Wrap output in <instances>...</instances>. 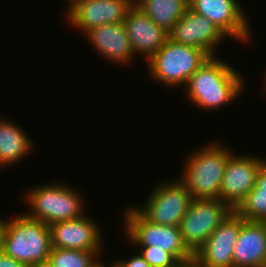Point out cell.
Here are the masks:
<instances>
[{
	"instance_id": "obj_3",
	"label": "cell",
	"mask_w": 266,
	"mask_h": 267,
	"mask_svg": "<svg viewBox=\"0 0 266 267\" xmlns=\"http://www.w3.org/2000/svg\"><path fill=\"white\" fill-rule=\"evenodd\" d=\"M44 184L33 186L23 194L22 200L26 201L29 208V211L25 212L28 217L50 225L54 222L78 219L86 214L85 196L81 195V192L68 186L69 184L66 185V182Z\"/></svg>"
},
{
	"instance_id": "obj_5",
	"label": "cell",
	"mask_w": 266,
	"mask_h": 267,
	"mask_svg": "<svg viewBox=\"0 0 266 267\" xmlns=\"http://www.w3.org/2000/svg\"><path fill=\"white\" fill-rule=\"evenodd\" d=\"M210 58L203 50L172 41L164 43L148 61L147 72L153 82L167 88L186 86L189 78Z\"/></svg>"
},
{
	"instance_id": "obj_23",
	"label": "cell",
	"mask_w": 266,
	"mask_h": 267,
	"mask_svg": "<svg viewBox=\"0 0 266 267\" xmlns=\"http://www.w3.org/2000/svg\"><path fill=\"white\" fill-rule=\"evenodd\" d=\"M112 264L115 267H151L144 258L137 252L129 258L118 259L113 261Z\"/></svg>"
},
{
	"instance_id": "obj_18",
	"label": "cell",
	"mask_w": 266,
	"mask_h": 267,
	"mask_svg": "<svg viewBox=\"0 0 266 267\" xmlns=\"http://www.w3.org/2000/svg\"><path fill=\"white\" fill-rule=\"evenodd\" d=\"M14 120L0 116V168L16 165L34 148V140Z\"/></svg>"
},
{
	"instance_id": "obj_24",
	"label": "cell",
	"mask_w": 266,
	"mask_h": 267,
	"mask_svg": "<svg viewBox=\"0 0 266 267\" xmlns=\"http://www.w3.org/2000/svg\"><path fill=\"white\" fill-rule=\"evenodd\" d=\"M0 267H28L27 264L19 262L12 257H9L4 252L0 253Z\"/></svg>"
},
{
	"instance_id": "obj_9",
	"label": "cell",
	"mask_w": 266,
	"mask_h": 267,
	"mask_svg": "<svg viewBox=\"0 0 266 267\" xmlns=\"http://www.w3.org/2000/svg\"><path fill=\"white\" fill-rule=\"evenodd\" d=\"M135 0H75L63 14L65 22L83 35L108 23H123Z\"/></svg>"
},
{
	"instance_id": "obj_10",
	"label": "cell",
	"mask_w": 266,
	"mask_h": 267,
	"mask_svg": "<svg viewBox=\"0 0 266 267\" xmlns=\"http://www.w3.org/2000/svg\"><path fill=\"white\" fill-rule=\"evenodd\" d=\"M189 9L213 22L230 40L247 45L251 41L252 26L238 0H189Z\"/></svg>"
},
{
	"instance_id": "obj_26",
	"label": "cell",
	"mask_w": 266,
	"mask_h": 267,
	"mask_svg": "<svg viewBox=\"0 0 266 267\" xmlns=\"http://www.w3.org/2000/svg\"><path fill=\"white\" fill-rule=\"evenodd\" d=\"M173 267H196V263H195L194 259L186 260V261H181V262L177 263Z\"/></svg>"
},
{
	"instance_id": "obj_4",
	"label": "cell",
	"mask_w": 266,
	"mask_h": 267,
	"mask_svg": "<svg viewBox=\"0 0 266 267\" xmlns=\"http://www.w3.org/2000/svg\"><path fill=\"white\" fill-rule=\"evenodd\" d=\"M52 249L49 225L24 212L6 222L3 252L24 264L48 261Z\"/></svg>"
},
{
	"instance_id": "obj_27",
	"label": "cell",
	"mask_w": 266,
	"mask_h": 267,
	"mask_svg": "<svg viewBox=\"0 0 266 267\" xmlns=\"http://www.w3.org/2000/svg\"><path fill=\"white\" fill-rule=\"evenodd\" d=\"M28 267H51L48 262L43 263H35L33 265H29Z\"/></svg>"
},
{
	"instance_id": "obj_15",
	"label": "cell",
	"mask_w": 266,
	"mask_h": 267,
	"mask_svg": "<svg viewBox=\"0 0 266 267\" xmlns=\"http://www.w3.org/2000/svg\"><path fill=\"white\" fill-rule=\"evenodd\" d=\"M124 25L132 50L147 62L169 38V32L157 26L140 9L134 6L124 19Z\"/></svg>"
},
{
	"instance_id": "obj_20",
	"label": "cell",
	"mask_w": 266,
	"mask_h": 267,
	"mask_svg": "<svg viewBox=\"0 0 266 267\" xmlns=\"http://www.w3.org/2000/svg\"><path fill=\"white\" fill-rule=\"evenodd\" d=\"M235 211L244 220L266 222V161L259 169L255 186Z\"/></svg>"
},
{
	"instance_id": "obj_21",
	"label": "cell",
	"mask_w": 266,
	"mask_h": 267,
	"mask_svg": "<svg viewBox=\"0 0 266 267\" xmlns=\"http://www.w3.org/2000/svg\"><path fill=\"white\" fill-rule=\"evenodd\" d=\"M102 260L94 251L52 248L47 262L51 267H99Z\"/></svg>"
},
{
	"instance_id": "obj_22",
	"label": "cell",
	"mask_w": 266,
	"mask_h": 267,
	"mask_svg": "<svg viewBox=\"0 0 266 267\" xmlns=\"http://www.w3.org/2000/svg\"><path fill=\"white\" fill-rule=\"evenodd\" d=\"M139 253L151 267H173L179 261L169 252L153 246H138Z\"/></svg>"
},
{
	"instance_id": "obj_28",
	"label": "cell",
	"mask_w": 266,
	"mask_h": 267,
	"mask_svg": "<svg viewBox=\"0 0 266 267\" xmlns=\"http://www.w3.org/2000/svg\"><path fill=\"white\" fill-rule=\"evenodd\" d=\"M99 267H115L113 264L105 265L104 261L99 265Z\"/></svg>"
},
{
	"instance_id": "obj_16",
	"label": "cell",
	"mask_w": 266,
	"mask_h": 267,
	"mask_svg": "<svg viewBox=\"0 0 266 267\" xmlns=\"http://www.w3.org/2000/svg\"><path fill=\"white\" fill-rule=\"evenodd\" d=\"M87 37L94 51L111 63L120 66L133 64L135 54L132 50L124 23H108L88 31ZM132 61V62H131Z\"/></svg>"
},
{
	"instance_id": "obj_7",
	"label": "cell",
	"mask_w": 266,
	"mask_h": 267,
	"mask_svg": "<svg viewBox=\"0 0 266 267\" xmlns=\"http://www.w3.org/2000/svg\"><path fill=\"white\" fill-rule=\"evenodd\" d=\"M163 182L155 185L143 206L134 208L151 223L179 227L193 197L179 179Z\"/></svg>"
},
{
	"instance_id": "obj_29",
	"label": "cell",
	"mask_w": 266,
	"mask_h": 267,
	"mask_svg": "<svg viewBox=\"0 0 266 267\" xmlns=\"http://www.w3.org/2000/svg\"><path fill=\"white\" fill-rule=\"evenodd\" d=\"M69 4L66 6V7H68V6H70L75 0H66Z\"/></svg>"
},
{
	"instance_id": "obj_13",
	"label": "cell",
	"mask_w": 266,
	"mask_h": 267,
	"mask_svg": "<svg viewBox=\"0 0 266 267\" xmlns=\"http://www.w3.org/2000/svg\"><path fill=\"white\" fill-rule=\"evenodd\" d=\"M240 233V215L233 210L195 253L196 267H233L234 247Z\"/></svg>"
},
{
	"instance_id": "obj_8",
	"label": "cell",
	"mask_w": 266,
	"mask_h": 267,
	"mask_svg": "<svg viewBox=\"0 0 266 267\" xmlns=\"http://www.w3.org/2000/svg\"><path fill=\"white\" fill-rule=\"evenodd\" d=\"M232 211L221 199H193L179 225L187 249L195 255Z\"/></svg>"
},
{
	"instance_id": "obj_19",
	"label": "cell",
	"mask_w": 266,
	"mask_h": 267,
	"mask_svg": "<svg viewBox=\"0 0 266 267\" xmlns=\"http://www.w3.org/2000/svg\"><path fill=\"white\" fill-rule=\"evenodd\" d=\"M135 6L157 26L170 32L189 9V0H135Z\"/></svg>"
},
{
	"instance_id": "obj_12",
	"label": "cell",
	"mask_w": 266,
	"mask_h": 267,
	"mask_svg": "<svg viewBox=\"0 0 266 267\" xmlns=\"http://www.w3.org/2000/svg\"><path fill=\"white\" fill-rule=\"evenodd\" d=\"M100 227L87 213L78 219L54 222L49 225L52 248L94 251L102 259L106 247Z\"/></svg>"
},
{
	"instance_id": "obj_11",
	"label": "cell",
	"mask_w": 266,
	"mask_h": 267,
	"mask_svg": "<svg viewBox=\"0 0 266 267\" xmlns=\"http://www.w3.org/2000/svg\"><path fill=\"white\" fill-rule=\"evenodd\" d=\"M241 154V155H240ZM233 153L225 166L219 199L233 210L245 199L255 186L257 175L266 158Z\"/></svg>"
},
{
	"instance_id": "obj_17",
	"label": "cell",
	"mask_w": 266,
	"mask_h": 267,
	"mask_svg": "<svg viewBox=\"0 0 266 267\" xmlns=\"http://www.w3.org/2000/svg\"><path fill=\"white\" fill-rule=\"evenodd\" d=\"M233 267H266V222L248 221L240 216Z\"/></svg>"
},
{
	"instance_id": "obj_2",
	"label": "cell",
	"mask_w": 266,
	"mask_h": 267,
	"mask_svg": "<svg viewBox=\"0 0 266 267\" xmlns=\"http://www.w3.org/2000/svg\"><path fill=\"white\" fill-rule=\"evenodd\" d=\"M206 145L186 155L182 178H178L193 199H219L226 163L235 152L220 140Z\"/></svg>"
},
{
	"instance_id": "obj_25",
	"label": "cell",
	"mask_w": 266,
	"mask_h": 267,
	"mask_svg": "<svg viewBox=\"0 0 266 267\" xmlns=\"http://www.w3.org/2000/svg\"><path fill=\"white\" fill-rule=\"evenodd\" d=\"M6 222L7 219H2L0 217V253L3 252V243H4V235L6 231Z\"/></svg>"
},
{
	"instance_id": "obj_14",
	"label": "cell",
	"mask_w": 266,
	"mask_h": 267,
	"mask_svg": "<svg viewBox=\"0 0 266 267\" xmlns=\"http://www.w3.org/2000/svg\"><path fill=\"white\" fill-rule=\"evenodd\" d=\"M169 38L203 50L212 57L217 56V46L219 48L227 36L213 22L188 9L169 32Z\"/></svg>"
},
{
	"instance_id": "obj_1",
	"label": "cell",
	"mask_w": 266,
	"mask_h": 267,
	"mask_svg": "<svg viewBox=\"0 0 266 267\" xmlns=\"http://www.w3.org/2000/svg\"><path fill=\"white\" fill-rule=\"evenodd\" d=\"M219 57H210L184 88L188 101L203 111L218 110L234 103L241 96L244 84L246 86L242 73Z\"/></svg>"
},
{
	"instance_id": "obj_6",
	"label": "cell",
	"mask_w": 266,
	"mask_h": 267,
	"mask_svg": "<svg viewBox=\"0 0 266 267\" xmlns=\"http://www.w3.org/2000/svg\"><path fill=\"white\" fill-rule=\"evenodd\" d=\"M125 210L122 213L125 235L133 246H153L165 250L179 262L194 259V255L182 240L178 226L151 223L134 208V205Z\"/></svg>"
}]
</instances>
